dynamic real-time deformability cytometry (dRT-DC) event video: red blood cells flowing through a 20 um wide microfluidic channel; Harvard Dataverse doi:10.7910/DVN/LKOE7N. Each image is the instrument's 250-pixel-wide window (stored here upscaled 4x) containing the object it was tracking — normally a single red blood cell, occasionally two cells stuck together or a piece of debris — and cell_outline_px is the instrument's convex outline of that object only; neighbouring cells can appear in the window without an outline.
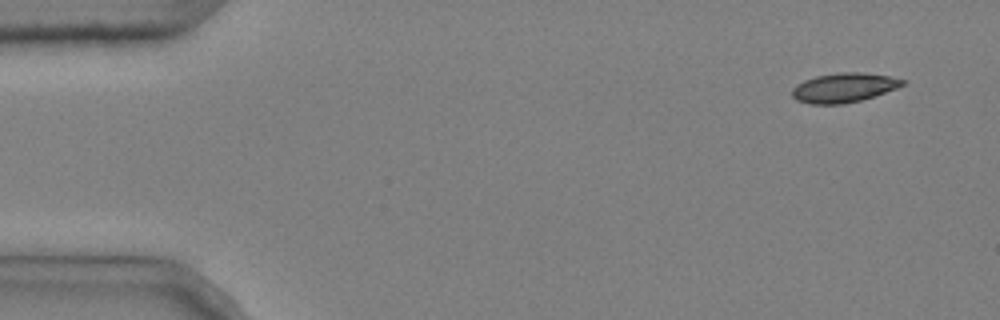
{"species": "common noctule bat (a hibernating species)", "species_latin": "Nyctalus noctula", "temperature_condition": "cold", "stored_images_in_passage": 5, "camera_frame_rate_fps": 3000, "um_per_image_px": 0.085, "animal": {"sex": "male", "body_mass_g": 20.4}, "frame": {"image": 1, "passage_image": 1, "time_ms": 0.0, "image_size_px": [1000, 320], "cell_outline_px": [[908, 84], [860, 100], [844, 104], [808, 104], [796, 100], [792, 96], [792, 88], [796, 84], [804, 80], [816, 76], [840, 72], [860, 72], [888, 76], [908, 80]], "centroid_in_image_um": [71.72, 7.45], "position_along_channel_um": 13.3, "area_um2": 18.96}}
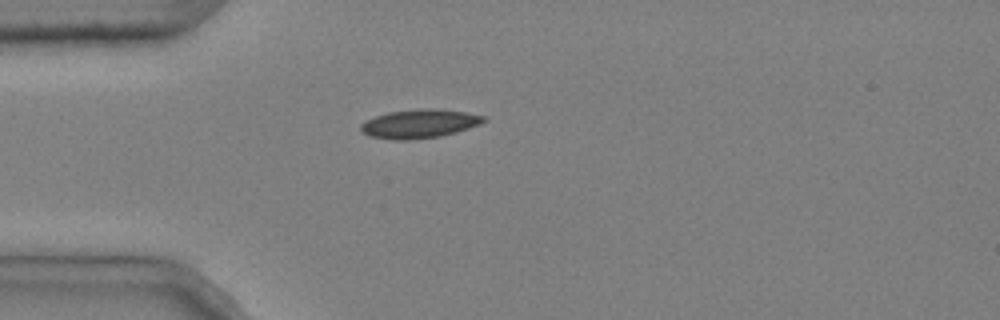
{"frame": {"image": 2, "passage_image": 4, "time_ms": 1.0, "image_size_px": [1000, 320], "cell_outline_px": [[488, 120], [480, 124], [456, 132], [440, 136], [408, 140], [392, 140], [372, 136], [360, 132], [360, 124], [376, 116], [388, 112], [420, 108], [436, 108], [468, 112], [488, 116]], "centroid_in_image_um": [35.7, 10.5], "position_along_channel_um": 49.3, "area_um2": 20.81}}